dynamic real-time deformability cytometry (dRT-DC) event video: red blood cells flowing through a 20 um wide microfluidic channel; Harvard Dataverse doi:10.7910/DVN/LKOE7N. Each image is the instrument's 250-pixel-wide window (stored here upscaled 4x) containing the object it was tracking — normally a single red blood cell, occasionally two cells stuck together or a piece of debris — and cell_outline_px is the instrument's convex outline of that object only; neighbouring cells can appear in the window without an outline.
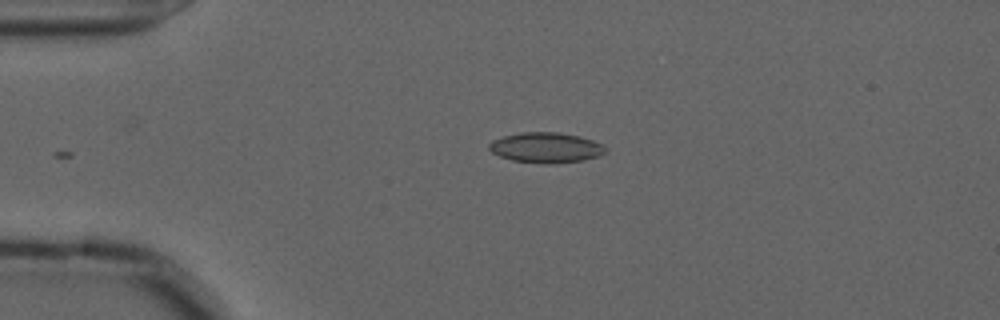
{"species": "common noctule bat (a hibernating species)", "species_latin": "Nyctalus noctula", "temperature_condition": "cold", "stored_images_in_passage": 31, "camera_frame_rate_fps": 3000, "um_per_image_px": 0.085, "animal": {"sex": "male", "forearm_length_mm": 52.5}, "frame": {"image": 1, "passage_image": 1, "time_ms": 0.0, "image_size_px": [1000, 320], "cell_outline_px": [[608, 152], [600, 156], [584, 160], [552, 164], [548, 164], [512, 160], [500, 156], [492, 152], [488, 148], [488, 144], [492, 140], [504, 136], [520, 132], [560, 132], [580, 136], [604, 144], [608, 148]], "centroid_in_image_um": [46.46, 12.54], "position_along_channel_um": 38.5, "area_um2": 20.87}}
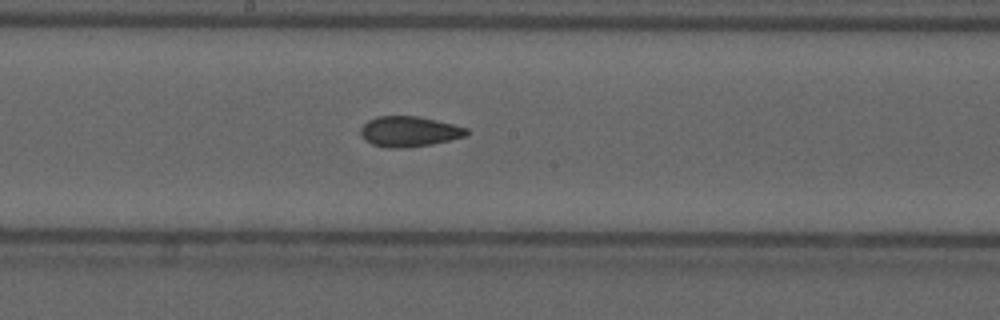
{"frame": {"image": 2, "passage_image": 18, "time_ms": 5.667, "image_size_px": [1000, 320], "cell_outline_px": [[468, 136], [432, 144], [408, 148], [396, 148], [372, 144], [364, 140], [360, 132], [360, 128], [368, 120], [376, 116], [416, 116], [436, 120], [468, 128]], "centroid_in_image_um": [34.78, 11.18], "position_along_channel_um": 213.4, "area_um2": 18.79}}
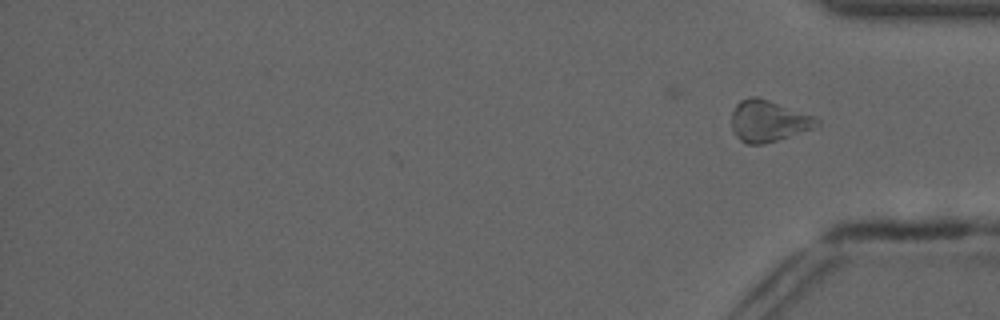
{"frame": {"image": 3, "passage_image": 31, "time_ms": 10.0, "image_size_px": [1000, 320], "cell_outline_px": [[820, 124], [812, 128], [764, 144], [748, 144], [740, 140], [736, 136], [732, 128], [732, 112], [736, 104], [740, 100], [748, 96], [756, 96], [768, 100], [812, 116], [820, 120]], "centroid_in_image_um": [65.25, 10.28], "position_along_channel_um": 369.9, "area_um2": 20.17}, "authors_computed_cell_mechanics": {"area_um2": 19.0162, "velocity_mm_per_s": 3.6464, "shape_relaxation_time_tau1_ms": null, "shape_relaxation_time_tau2_ms": 3.1099, "deformation_change_tau1": null, "deformation_change_tau2": 0.0953}}